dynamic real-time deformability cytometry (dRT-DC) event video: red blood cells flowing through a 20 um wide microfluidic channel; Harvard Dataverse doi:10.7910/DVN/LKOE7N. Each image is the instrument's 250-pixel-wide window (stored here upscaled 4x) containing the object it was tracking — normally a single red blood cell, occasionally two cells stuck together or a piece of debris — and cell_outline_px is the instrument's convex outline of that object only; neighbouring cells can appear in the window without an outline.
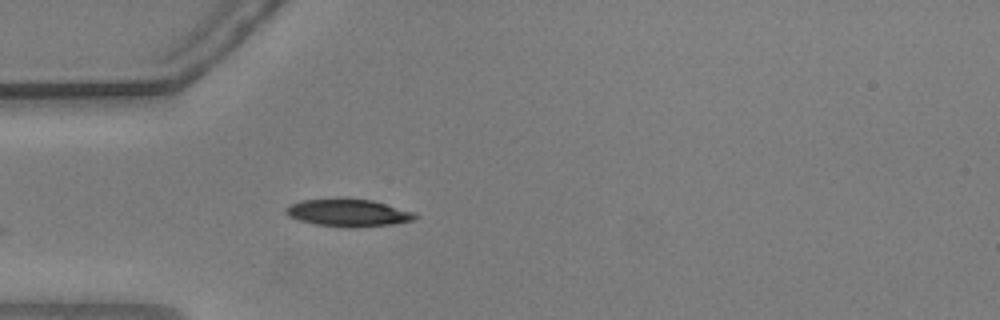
{"species": "common noctule bat (a hibernating species)", "species_latin": "Nyctalus noctula", "temperature_condition": "warm", "stored_images_in_passage": 6, "camera_frame_rate_fps": 3000, "um_per_image_px": 0.085, "animal": {"sex": "male", "body_mass_g": 20.5, "forearm_length_mm": 52.5}, "frame": {"image": 1, "passage_image": 1, "time_ms": 0.0, "image_size_px": [1000, 320], "cell_outline_px": [[420, 216], [412, 220], [392, 224], [352, 228], [348, 228], [316, 224], [300, 220], [288, 216], [284, 212], [284, 208], [300, 200], [336, 196], [344, 196], [372, 200], [412, 212]], "centroid_in_image_um": [29.53, 18.05], "position_along_channel_um": 55.5, "area_um2": 21.21}}